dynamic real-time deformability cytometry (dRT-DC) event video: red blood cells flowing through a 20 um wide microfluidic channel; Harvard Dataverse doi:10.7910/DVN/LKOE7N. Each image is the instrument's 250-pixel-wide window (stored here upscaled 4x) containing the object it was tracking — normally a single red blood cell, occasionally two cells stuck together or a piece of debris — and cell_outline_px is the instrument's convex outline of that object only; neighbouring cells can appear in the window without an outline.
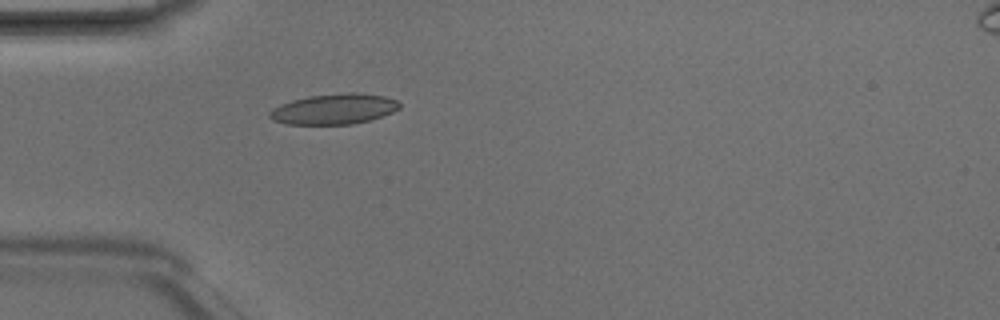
{"species": "Egyptian fruit bat (a non-hibernating species)", "species_latin": "Rousettus aegyptiacus", "temperature_condition": "room temperature", "stored_images_in_passage": 1, "camera_frame_rate_fps": 3000, "um_per_image_px": 0.085, "animal": {"sex": "male"}, "frame": {"image": 1, "passage_image": 1, "time_ms": 0.0, "image_size_px": [1000, 320], "cell_outline_px": [[400, 108], [392, 112], [368, 120], [352, 124], [284, 124], [272, 120], [268, 116], [268, 112], [272, 108], [280, 104], [292, 100], [308, 96], [348, 92], [356, 92], [384, 96], [396, 100], [400, 104]], "centroid_in_image_um": [28.34, 9.26], "position_along_channel_um": 56.7, "area_um2": 23.06}}